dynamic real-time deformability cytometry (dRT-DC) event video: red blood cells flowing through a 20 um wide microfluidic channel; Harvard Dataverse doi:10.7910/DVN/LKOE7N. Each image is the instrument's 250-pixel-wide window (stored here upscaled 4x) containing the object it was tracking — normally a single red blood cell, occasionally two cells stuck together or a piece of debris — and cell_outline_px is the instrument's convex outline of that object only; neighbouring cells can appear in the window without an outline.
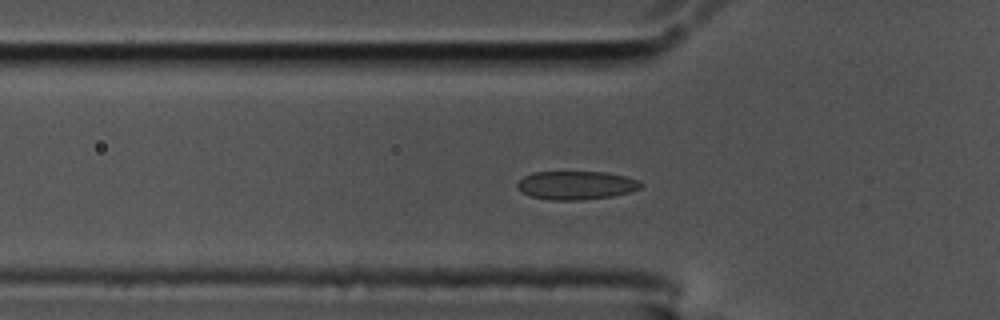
{"species": "common noctule bat (a hibernating species)", "species_latin": "Nyctalus noctula", "temperature_condition": "cold", "stored_images_in_passage": 44, "camera_frame_rate_fps": 3000, "um_per_image_px": 0.085, "animal": {"sex": "male", "body_mass_g": 17.5, "forearm_length_mm": 52.3}, "frame": {"image": 1, "passage_image": 5, "time_ms": 1.333, "image_size_px": [1000, 320], "cell_outline_px": [[644, 184], [640, 188], [628, 192], [612, 196], [580, 200], [548, 200], [532, 196], [524, 192], [516, 184], [524, 176], [532, 172], [604, 172], [624, 176], [640, 180]], "centroid_in_image_um": [49.0, 15.74], "position_along_channel_um": 76.8, "area_um2": 20.35}}
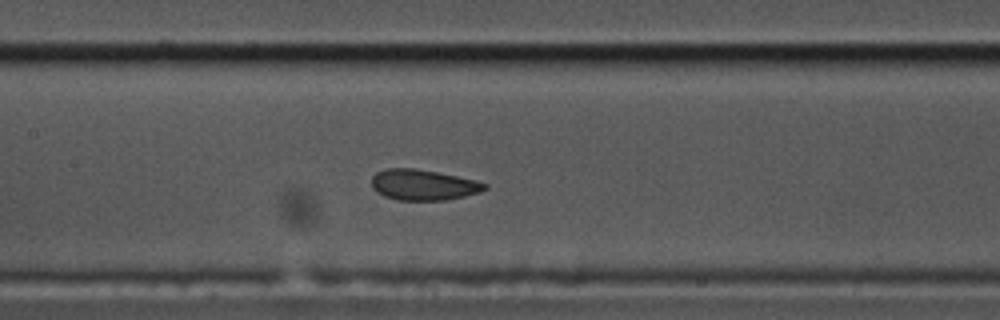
{"frame": {"image": 2, "passage_image": 13, "time_ms": 4.0, "image_size_px": [1000, 320], "cell_outline_px": [[488, 188], [480, 192], [464, 196], [444, 200], [396, 200], [384, 196], [376, 192], [372, 188], [372, 176], [376, 172], [384, 168], [412, 168], [436, 172], [476, 180], [488, 184]], "centroid_in_image_um": [35.95, 15.71], "position_along_channel_um": 171.4, "area_um2": 20.29}}
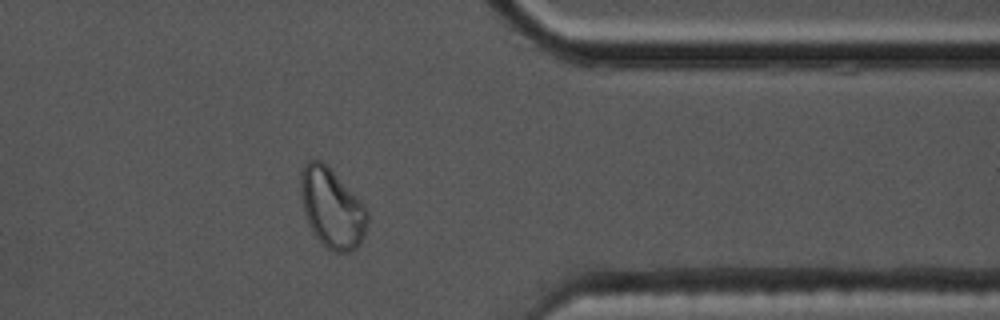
{"frame": {"image": 3, "passage_image": 32, "time_ms": 10.333, "image_size_px": [1000, 320], "cell_outline_px": [[368, 220], [364, 236], [360, 244], [352, 252], [332, 252], [312, 232], [308, 224], [300, 200], [300, 172], [304, 164], [308, 160], [320, 160], [328, 164], [364, 204], [368, 212]], "centroid_in_image_um": [28.2, 17.66], "position_along_channel_um": 383.2, "area_um2": 31.44}}